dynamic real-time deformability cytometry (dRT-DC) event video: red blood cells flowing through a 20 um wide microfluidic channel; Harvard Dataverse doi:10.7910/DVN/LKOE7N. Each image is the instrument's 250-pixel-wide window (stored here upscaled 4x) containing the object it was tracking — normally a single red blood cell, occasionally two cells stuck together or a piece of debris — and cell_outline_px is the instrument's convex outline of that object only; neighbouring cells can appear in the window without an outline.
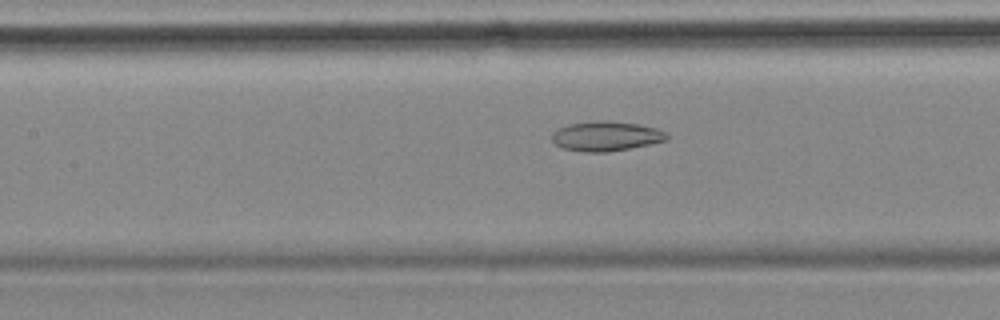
{"species": "common noctule bat (a hibernating species)", "species_latin": "Nyctalus noctula", "temperature_condition": "cold", "stored_images_in_passage": 57, "camera_frame_rate_fps": 3000, "um_per_image_px": 0.085, "animal": {"sex": "female", "body_mass_g": 18.4}, "frame": {"image": 1, "passage_image": 25, "time_ms": 8.0, "image_size_px": [1000, 320], "cell_outline_px": [[668, 140], [608, 152], [584, 152], [564, 148], [556, 144], [552, 140], [552, 132], [568, 124], [592, 120], [604, 120], [640, 124], [656, 128], [664, 132], [668, 136]], "centroid_in_image_um": [51.5, 11.56], "position_along_channel_um": 155.9, "area_um2": 19.83}}
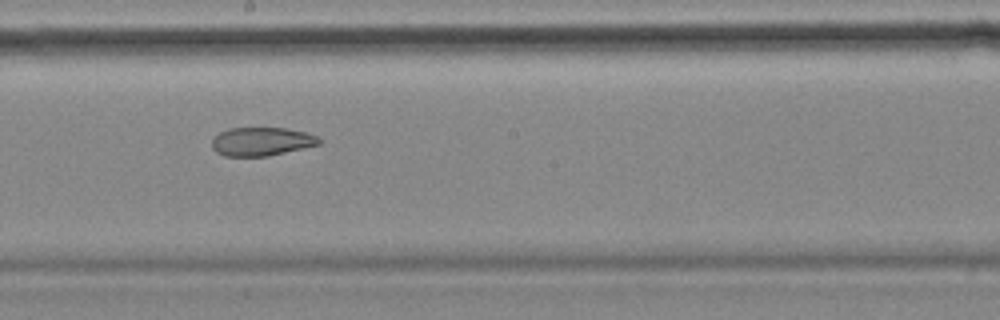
{"frame": {"image": 2, "passage_image": 31, "time_ms": 10.0, "image_size_px": [1000, 320], "cell_outline_px": [[320, 144], [268, 156], [224, 156], [216, 152], [212, 148], [212, 140], [220, 132], [228, 128], [288, 128], [304, 132], [316, 136], [320, 140]], "centroid_in_image_um": [22.2, 12.03], "position_along_channel_um": 226.0, "area_um2": 17.69}}
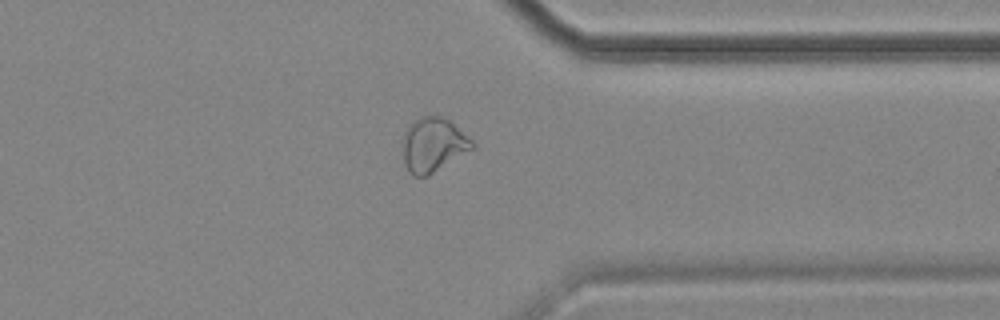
{"frame": {"image": 3, "passage_image": 44, "time_ms": 14.333, "image_size_px": [1000, 320], "cell_outline_px": [[476, 148], [428, 176], [412, 176], [408, 172], [404, 164], [404, 132], [408, 124], [420, 116], [440, 116], [448, 120], [472, 140], [476, 144]], "centroid_in_image_um": [36.83, 12.33], "position_along_channel_um": 374.6, "area_um2": 22.08}, "authors_computed_cell_mechanics": {"area_um2": 24.5072, "velocity_mm_per_s": 3.5348, "shape_relaxation_time_tau1_ms": null, "shape_relaxation_time_tau2_ms": 4.9868, "deformation_change_tau1": null, "deformation_change_tau2": 0.1159}}